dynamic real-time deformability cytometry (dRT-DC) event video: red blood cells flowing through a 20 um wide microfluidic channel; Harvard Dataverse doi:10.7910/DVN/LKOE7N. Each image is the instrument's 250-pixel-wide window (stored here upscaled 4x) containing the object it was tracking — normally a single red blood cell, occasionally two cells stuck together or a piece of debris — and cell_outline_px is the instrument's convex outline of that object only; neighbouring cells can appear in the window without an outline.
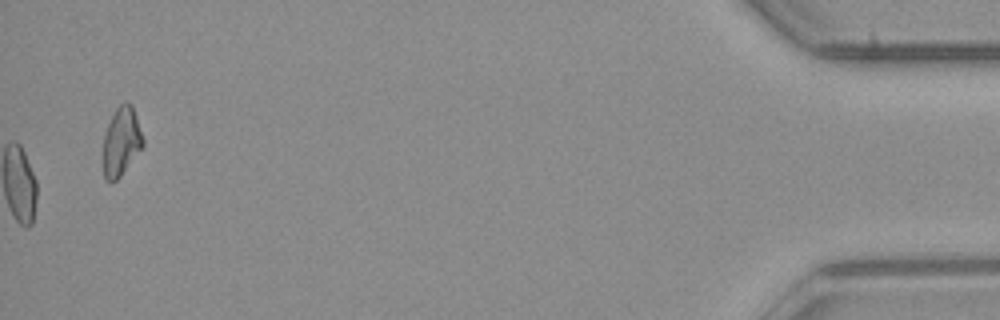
{"species": "common noctule bat (a hibernating species)", "species_latin": "Nyctalus noctula", "temperature_condition": "room temperature", "stored_images_in_passage": 39, "camera_frame_rate_fps": 3000, "um_per_image_px": 0.085, "animal": {"sex": "male", "body_mass_g": 23.1, "forearm_length_mm": 52.7}, "frame": {"image": 1, "passage_image": 39, "time_ms": 12.667, "image_size_px": [1000, 320], "cell_outline_px": [[144, 144], [120, 176], [116, 180], [108, 180], [104, 176], [104, 136], [108, 124], [116, 108], [124, 100], [132, 104], [144, 140]], "centroid_in_image_um": [10.32, 11.97], "position_along_channel_um": 424.9, "area_um2": 15.49}, "authors_computed_cell_mechanics": {"area_um2": 15.6638, "velocity_mm_per_s": 3.9645, "shape_relaxation_time_tau1_ms": 8.1449, "shape_relaxation_time_tau2_ms": 2.2714, "deformation_change_tau1": 0.1509, "deformation_change_tau2": 0.0654}}